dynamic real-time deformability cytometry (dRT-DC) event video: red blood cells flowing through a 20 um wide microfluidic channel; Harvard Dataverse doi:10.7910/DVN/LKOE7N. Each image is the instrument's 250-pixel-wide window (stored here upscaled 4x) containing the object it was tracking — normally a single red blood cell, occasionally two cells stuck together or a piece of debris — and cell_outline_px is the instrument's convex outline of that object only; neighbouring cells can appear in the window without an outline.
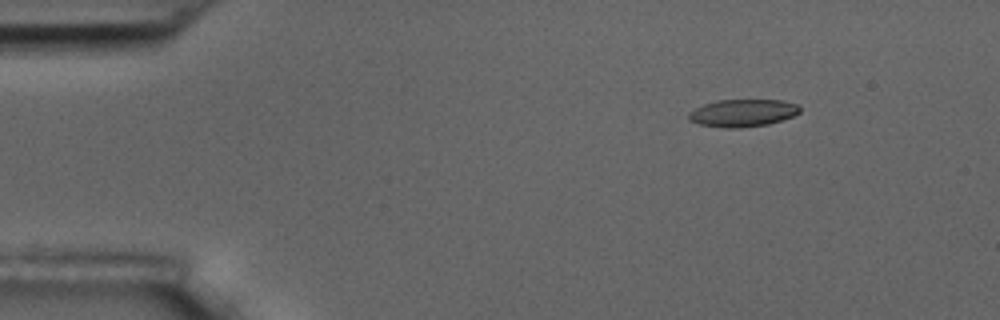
{"species": "common noctule bat (a hibernating species)", "species_latin": "Nyctalus noctula", "temperature_condition": "room temperature", "stored_images_in_passage": 5, "camera_frame_rate_fps": 3000, "um_per_image_px": 0.085, "animal": {"sex": "male", "body_mass_g": 17.5, "forearm_length_mm": 52.3}, "frame": {"image": 1, "passage_image": 2, "time_ms": 1.333, "image_size_px": [1000, 320], "cell_outline_px": [[800, 112], [792, 116], [768, 124], [740, 128], [724, 128], [700, 124], [688, 120], [688, 112], [704, 104], [716, 100], [780, 100], [796, 104], [800, 108]], "centroid_in_image_um": [63.09, 9.6], "position_along_channel_um": 21.9, "area_um2": 17.69}}
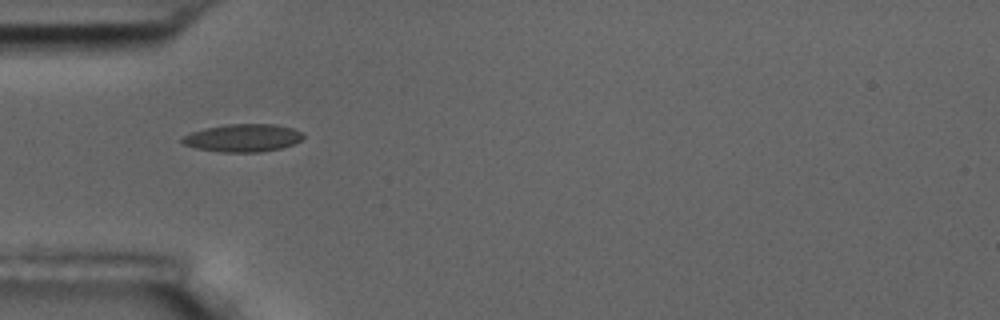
{"frame": {"image": 2, "passage_image": 5, "time_ms": 4.667, "image_size_px": [1000, 320], "cell_outline_px": [[304, 136], [300, 140], [292, 144], [280, 148], [260, 152], [220, 152], [196, 148], [184, 144], [180, 140], [184, 136], [192, 132], [204, 128], [228, 124], [272, 124], [292, 128], [300, 132]], "centroid_in_image_um": [20.62, 11.72], "position_along_channel_um": 64.4, "area_um2": 19.36}}